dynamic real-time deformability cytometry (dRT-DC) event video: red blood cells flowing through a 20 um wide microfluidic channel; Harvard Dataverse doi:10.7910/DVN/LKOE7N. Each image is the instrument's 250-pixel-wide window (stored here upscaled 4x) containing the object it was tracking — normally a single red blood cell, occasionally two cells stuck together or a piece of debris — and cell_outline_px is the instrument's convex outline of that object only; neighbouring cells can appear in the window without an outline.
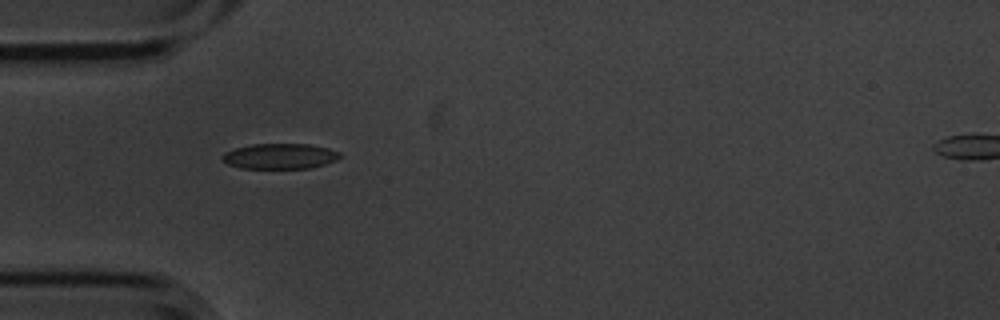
{"species": "common noctule bat (a hibernating species)", "species_latin": "Nyctalus noctula", "temperature_condition": "cold", "stored_images_in_passage": 2, "camera_frame_rate_fps": 3000, "um_per_image_px": 0.085, "animal": {"sex": "male", "body_mass_g": 20.1, "forearm_length_mm": 53.5}, "frame": {"image": 1, "passage_image": 1, "time_ms": 0.0, "image_size_px": [1000, 320], "cell_outline_px": [[344, 156], [336, 160], [324, 164], [308, 168], [240, 168], [228, 164], [220, 156], [224, 152], [236, 148], [252, 144], [308, 144], [328, 148], [340, 152]], "centroid_in_image_um": [23.81, 13.27], "position_along_channel_um": 61.2, "area_um2": 17.4}}
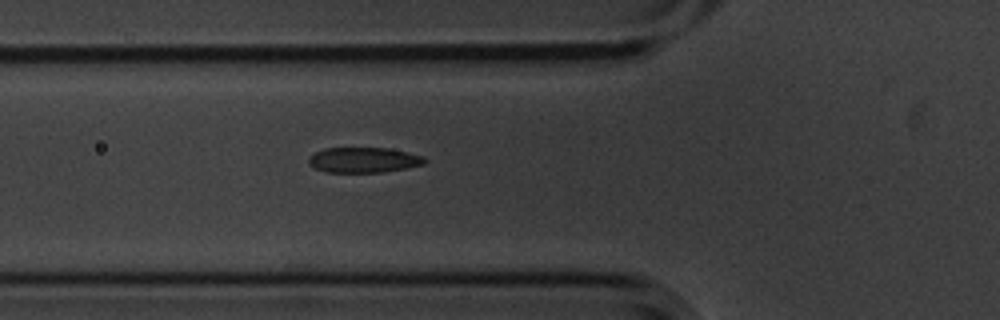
{"frame": {"image": 2, "passage_image": 2, "time_ms": 0.333, "image_size_px": [1000, 320], "cell_outline_px": [[428, 160], [424, 164], [404, 168], [380, 172], [328, 172], [316, 168], [308, 164], [308, 156], [324, 148], [388, 148], [424, 156]], "centroid_in_image_um": [30.9, 13.59], "position_along_channel_um": 94.9, "area_um2": 16.99}}